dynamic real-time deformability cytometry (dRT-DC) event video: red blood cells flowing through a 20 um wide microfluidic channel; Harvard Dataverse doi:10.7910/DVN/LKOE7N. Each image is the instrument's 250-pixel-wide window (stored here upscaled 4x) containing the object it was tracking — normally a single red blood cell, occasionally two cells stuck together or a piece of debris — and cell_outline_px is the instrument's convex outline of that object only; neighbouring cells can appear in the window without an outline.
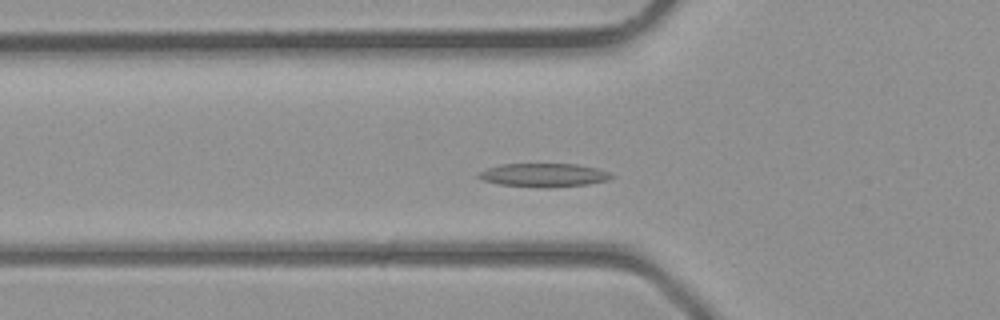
{"species": "common noctule bat (a hibernating species)", "species_latin": "Nyctalus noctula", "temperature_condition": "room temperature", "stored_images_in_passage": 35, "camera_frame_rate_fps": 3000, "um_per_image_px": 0.085, "animal": {"sex": "male", "body_mass_g": 23.1, "forearm_length_mm": 52.7}, "frame": {"image": 1, "passage_image": 9, "time_ms": 2.667, "image_size_px": [1000, 320], "cell_outline_px": [[616, 176], [608, 180], [588, 184], [548, 188], [544, 188], [500, 184], [484, 180], [476, 176], [476, 172], [500, 164], [580, 164], [596, 168], [608, 172]], "centroid_in_image_um": [46.23, 14.88], "position_along_channel_um": 79.6, "area_um2": 18.32}}
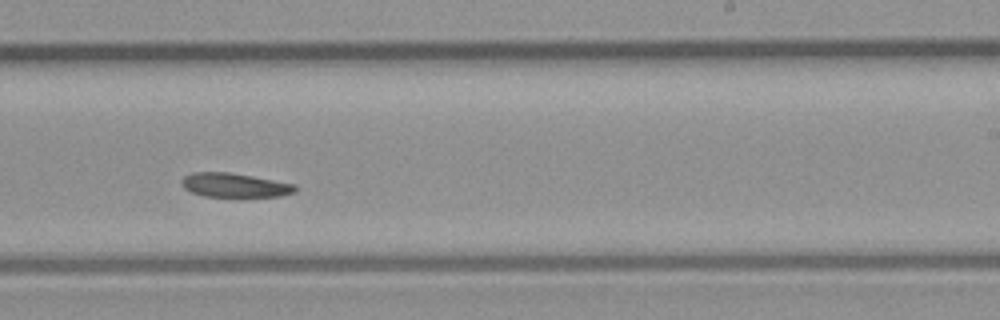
{"frame": {"image": 2, "passage_image": 20, "time_ms": 6.333, "image_size_px": [1000, 320], "cell_outline_px": [[296, 192], [280, 196], [204, 196], [192, 192], [184, 188], [180, 184], [180, 180], [184, 176], [192, 172], [228, 172], [252, 176], [296, 184]], "centroid_in_image_um": [19.92, 15.73], "position_along_channel_um": 269.1, "area_um2": 15.9}}
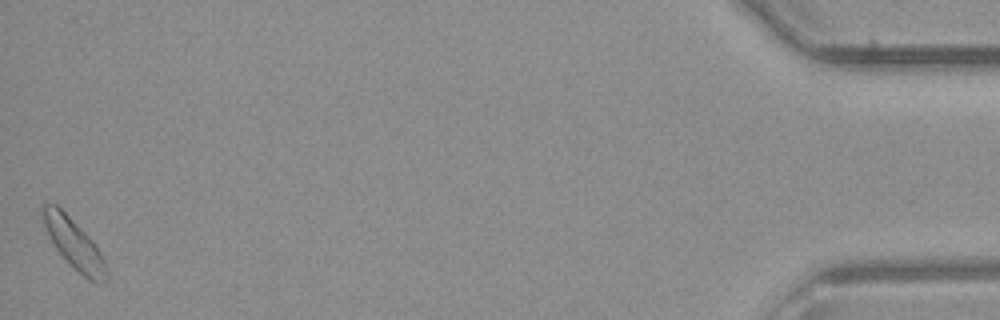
{"frame": {"image": 3, "passage_image": 35, "time_ms": 11.333, "image_size_px": [1000, 320], "cell_outline_px": [[108, 280], [96, 284], [88, 280], [68, 264], [56, 248], [44, 224], [40, 208], [40, 204], [56, 204], [96, 244], [104, 260], [108, 276]], "centroid_in_image_um": [6.3, 20.77], "position_along_channel_um": 428.9, "area_um2": 18.32}}